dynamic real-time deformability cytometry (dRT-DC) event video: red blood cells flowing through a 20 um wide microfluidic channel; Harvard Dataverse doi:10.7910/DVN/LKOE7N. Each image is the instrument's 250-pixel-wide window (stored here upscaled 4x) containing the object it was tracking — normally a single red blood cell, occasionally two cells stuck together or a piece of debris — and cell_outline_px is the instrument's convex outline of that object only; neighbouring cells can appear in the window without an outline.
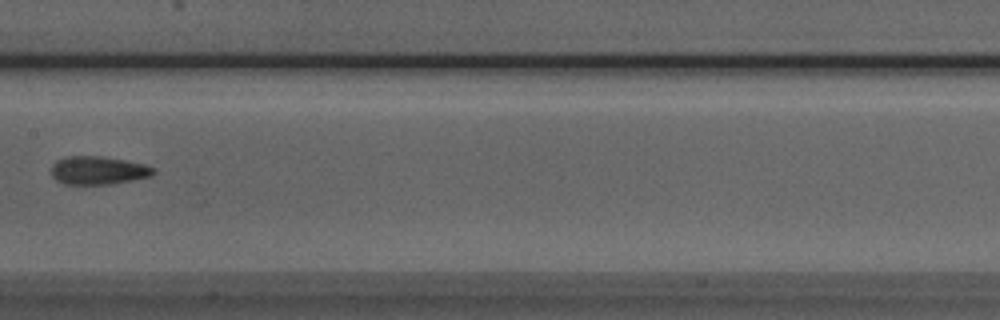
{"species": "Egyptian fruit bat (a non-hibernating species)", "species_latin": "Rousettus aegyptiacus", "temperature_condition": "room temperature", "stored_images_in_passage": 7, "camera_frame_rate_fps": 3000, "um_per_image_px": 0.085, "animal": {"sex": "male"}, "frame": {"image": 1, "passage_image": 7, "time_ms": 8.0, "image_size_px": [1000, 320], "cell_outline_px": [[156, 172], [152, 176], [112, 184], [64, 184], [56, 180], [52, 176], [52, 164], [56, 160], [64, 156], [100, 156], [124, 160], [144, 164], [156, 168]], "centroid_in_image_um": [8.35, 14.48], "position_along_channel_um": 199.1, "area_um2": 16.94}}